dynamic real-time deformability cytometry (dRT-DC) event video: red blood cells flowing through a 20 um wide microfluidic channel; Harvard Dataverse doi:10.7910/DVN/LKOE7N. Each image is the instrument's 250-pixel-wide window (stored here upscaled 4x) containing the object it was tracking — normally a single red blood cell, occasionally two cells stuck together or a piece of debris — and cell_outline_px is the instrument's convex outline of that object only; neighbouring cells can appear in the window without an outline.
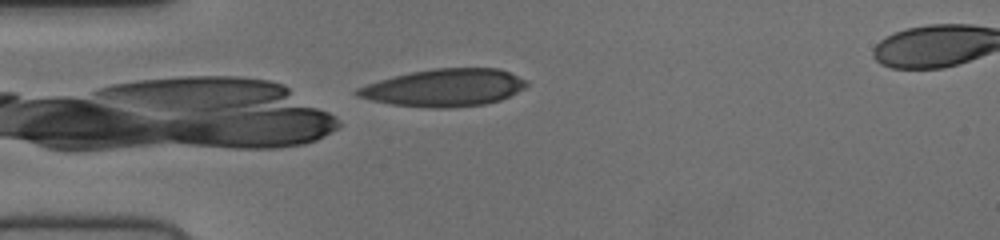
{"species": "human", "species_latin": "Homo sapiens", "temperature_condition": "cold", "stored_images_in_passage": 39, "camera_frame_rate_fps": 3000, "um_per_image_px": 0.085, "donor": {"sex": "female"}, "frame": {"image": 1, "passage_image": 1, "time_ms": 0.0, "image_size_px": [1000, 240], "cell_outline_px": [[528, 84], [524, 88], [500, 100], [484, 104], [448, 108], [432, 108], [392, 104], [372, 100], [356, 96], [352, 92], [356, 88], [380, 80], [412, 72], [436, 68], [500, 68], [528, 80]], "centroid_in_image_um": [37.78, 7.45], "position_along_channel_um": 47.2, "area_um2": 36.76}}
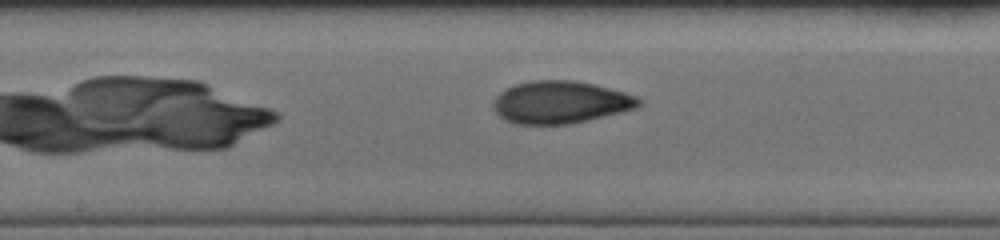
{"frame": {"image": 2, "passage_image": 14, "time_ms": 4.333, "image_size_px": [1000, 240], "cell_outline_px": [[644, 104], [636, 108], [588, 120], [568, 124], [512, 124], [504, 120], [492, 108], [492, 100], [504, 88], [516, 84], [532, 80], [572, 80], [592, 84], [624, 92], [636, 96]], "centroid_in_image_um": [47.58, 8.69], "position_along_channel_um": 200.6, "area_um2": 36.07}}
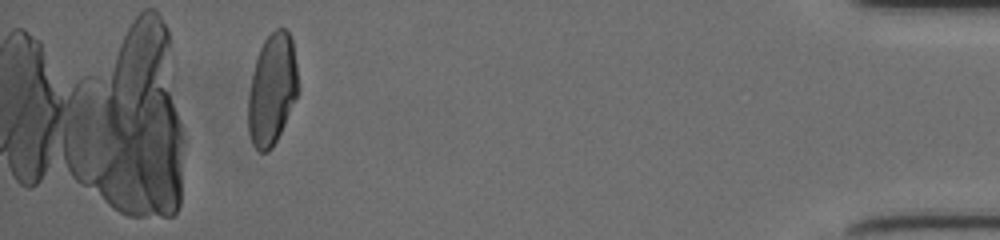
{"frame": {"image": 3, "passage_image": 35, "time_ms": 11.333, "image_size_px": [1000, 240], "cell_outline_px": [[300, 92], [272, 148], [268, 152], [260, 152], [252, 144], [248, 132], [248, 96], [252, 72], [260, 48], [264, 40], [276, 28], [284, 28], [288, 32], [292, 40], [300, 88]], "centroid_in_image_um": [23.13, 7.61], "position_along_channel_um": 412.1, "area_um2": 32.6}}